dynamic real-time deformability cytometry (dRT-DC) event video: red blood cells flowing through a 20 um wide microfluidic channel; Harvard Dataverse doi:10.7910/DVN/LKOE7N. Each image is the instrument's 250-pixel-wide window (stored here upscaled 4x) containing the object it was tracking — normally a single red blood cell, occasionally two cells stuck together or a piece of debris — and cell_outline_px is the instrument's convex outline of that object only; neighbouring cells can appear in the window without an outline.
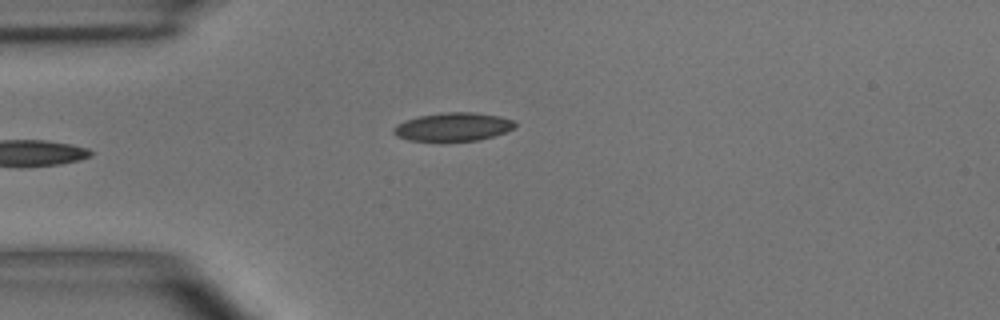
{"species": "common noctule bat (a hibernating species)", "species_latin": "Nyctalus noctula", "temperature_condition": "room temperature", "stored_images_in_passage": 4, "camera_frame_rate_fps": 3000, "um_per_image_px": 0.085, "animal": {"sex": "male", "body_mass_g": 15.6}, "frame": {"image": 1, "passage_image": 4, "time_ms": 4.333, "image_size_px": [1000, 320], "cell_outline_px": [[516, 124], [512, 128], [504, 132], [492, 136], [476, 140], [440, 144], [408, 140], [396, 136], [392, 132], [392, 128], [396, 124], [404, 120], [420, 116], [444, 112], [472, 112], [500, 116], [516, 120]], "centroid_in_image_um": [38.44, 10.82], "position_along_channel_um": 46.6, "area_um2": 20.87}}